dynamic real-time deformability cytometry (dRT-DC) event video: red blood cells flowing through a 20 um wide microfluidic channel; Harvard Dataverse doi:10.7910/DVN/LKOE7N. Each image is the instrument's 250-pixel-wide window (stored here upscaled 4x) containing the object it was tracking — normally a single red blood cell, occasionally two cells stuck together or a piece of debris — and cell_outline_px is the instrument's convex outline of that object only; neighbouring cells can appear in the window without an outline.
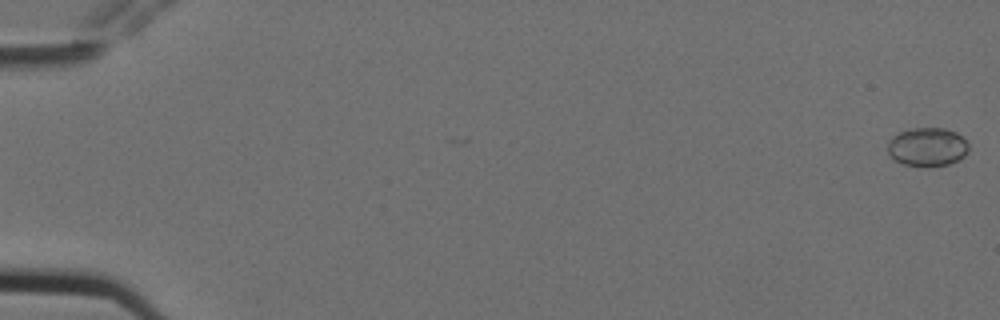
{"species": "Egyptian fruit bat (a non-hibernating species)", "species_latin": "Rousettus aegyptiacus", "temperature_condition": "cold", "stored_images_in_passage": 6, "camera_frame_rate_fps": 3000, "um_per_image_px": 0.085, "animal": {"sex": "female"}, "frame": {"image": 1, "passage_image": 1, "time_ms": 0.0, "image_size_px": [1000, 320], "cell_outline_px": [[968, 152], [964, 156], [948, 164], [924, 168], [904, 164], [896, 160], [888, 152], [888, 144], [892, 136], [900, 132], [912, 128], [944, 128], [956, 132], [968, 144]], "centroid_in_image_um": [78.82, 12.5], "position_along_channel_um": 6.2, "area_um2": 18.21}}
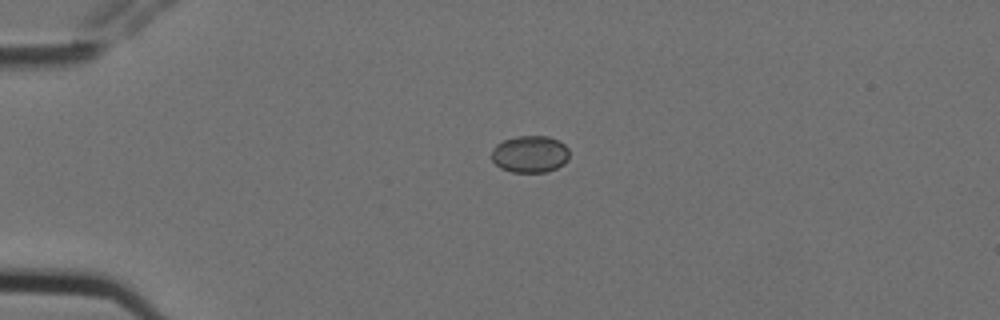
{"frame": {"image": 2, "passage_image": 5, "time_ms": 1.333, "image_size_px": [1000, 320], "cell_outline_px": [[568, 160], [564, 164], [556, 168], [544, 172], [512, 172], [500, 168], [492, 160], [492, 148], [496, 144], [504, 140], [516, 136], [548, 136], [560, 140], [568, 148]], "centroid_in_image_um": [45.05, 13.09], "position_along_channel_um": 40.0, "area_um2": 16.88}}